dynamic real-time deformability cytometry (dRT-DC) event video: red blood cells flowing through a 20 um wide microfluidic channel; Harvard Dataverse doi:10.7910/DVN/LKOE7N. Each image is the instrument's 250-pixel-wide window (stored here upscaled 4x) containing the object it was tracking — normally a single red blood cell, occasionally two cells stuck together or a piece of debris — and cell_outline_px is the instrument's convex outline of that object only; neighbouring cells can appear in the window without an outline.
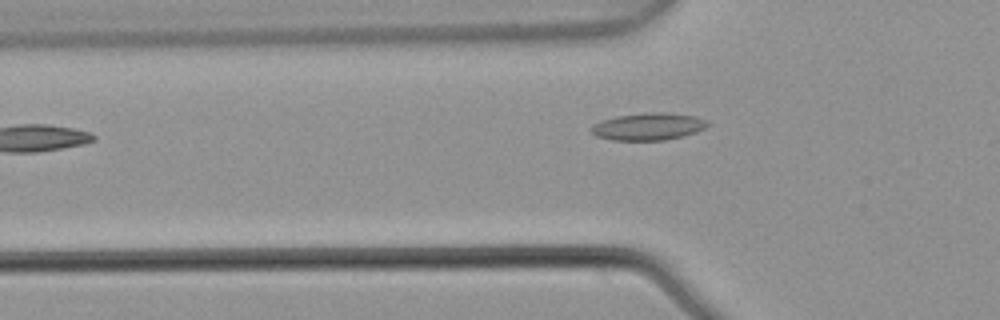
{"species": "common noctule bat (a hibernating species)", "species_latin": "Nyctalus noctula", "temperature_condition": "warm", "stored_images_in_passage": 4, "camera_frame_rate_fps": 3000, "um_per_image_px": 0.085, "animal": {"sex": "male", "body_mass_g": 21.5, "forearm_length_mm": 52.0}, "frame": {"image": 1, "passage_image": 4, "time_ms": 1.0, "image_size_px": [1000, 320], "cell_outline_px": [[712, 124], [696, 132], [684, 136], [664, 140], [612, 140], [596, 136], [588, 128], [592, 124], [600, 120], [616, 116], [648, 112], [664, 112], [696, 116], [708, 120]], "centroid_in_image_um": [55.11, 10.75], "position_along_channel_um": 70.7, "area_um2": 18.79}}